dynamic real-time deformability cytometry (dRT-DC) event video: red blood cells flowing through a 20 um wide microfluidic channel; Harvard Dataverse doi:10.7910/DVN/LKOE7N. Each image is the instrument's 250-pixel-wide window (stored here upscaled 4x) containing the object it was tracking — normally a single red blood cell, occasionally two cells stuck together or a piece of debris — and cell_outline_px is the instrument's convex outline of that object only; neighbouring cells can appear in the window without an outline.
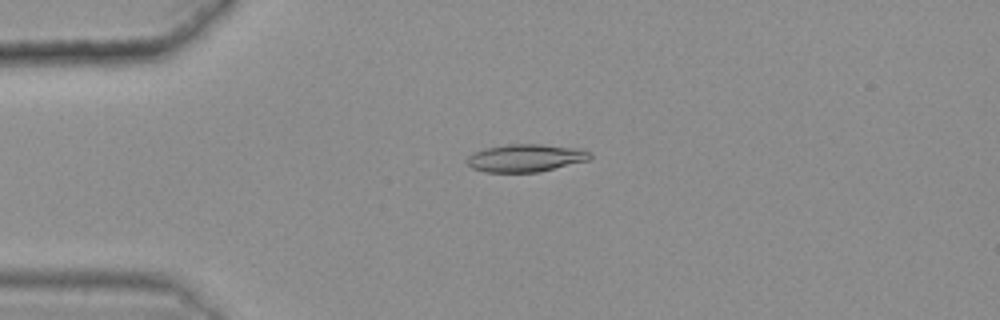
{"species": "common noctule bat (a hibernating species)", "species_latin": "Nyctalus noctula", "temperature_condition": "warm", "stored_images_in_passage": 49, "camera_frame_rate_fps": 3000, "um_per_image_px": 0.085, "animal": {"sex": "female", "body_mass_g": 25.1}, "frame": {"image": 1, "passage_image": 14, "time_ms": 4.333, "image_size_px": [1000, 320], "cell_outline_px": [[592, 156], [588, 160], [540, 172], [484, 172], [472, 168], [468, 164], [468, 156], [472, 152], [484, 148], [508, 144], [544, 144], [584, 148], [592, 152]], "centroid_in_image_um": [44.72, 13.41], "position_along_channel_um": 40.3, "area_um2": 20.17}}
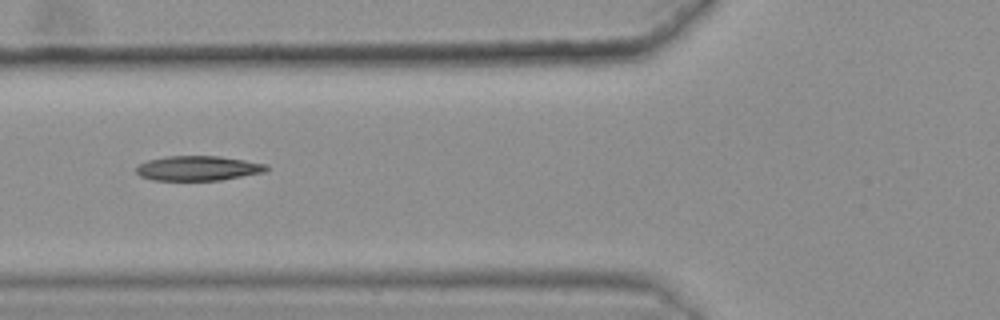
{"frame": {"image": 2, "passage_image": 22, "time_ms": 7.0, "image_size_px": [1000, 320], "cell_outline_px": [[268, 168], [264, 172], [220, 180], [152, 180], [140, 176], [136, 172], [136, 168], [140, 164], [148, 160], [164, 156], [220, 156], [268, 164]], "centroid_in_image_um": [16.82, 14.29], "position_along_channel_um": 109.0, "area_um2": 18.73}}
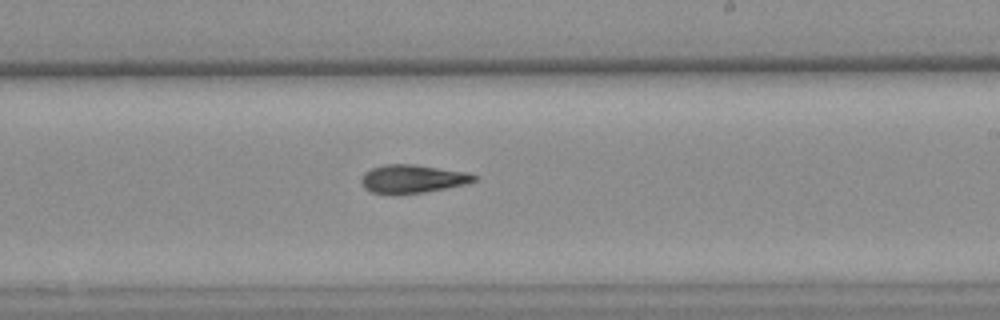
{"frame": {"image": 3, "passage_image": 34, "time_ms": 11.0, "image_size_px": [1000, 320], "cell_outline_px": [[476, 180], [464, 184], [424, 192], [396, 196], [372, 192], [364, 188], [360, 184], [360, 180], [364, 172], [372, 168], [384, 164], [412, 164], [468, 172], [476, 176]], "centroid_in_image_um": [34.98, 15.22], "position_along_channel_um": 254.0, "area_um2": 18.84}}